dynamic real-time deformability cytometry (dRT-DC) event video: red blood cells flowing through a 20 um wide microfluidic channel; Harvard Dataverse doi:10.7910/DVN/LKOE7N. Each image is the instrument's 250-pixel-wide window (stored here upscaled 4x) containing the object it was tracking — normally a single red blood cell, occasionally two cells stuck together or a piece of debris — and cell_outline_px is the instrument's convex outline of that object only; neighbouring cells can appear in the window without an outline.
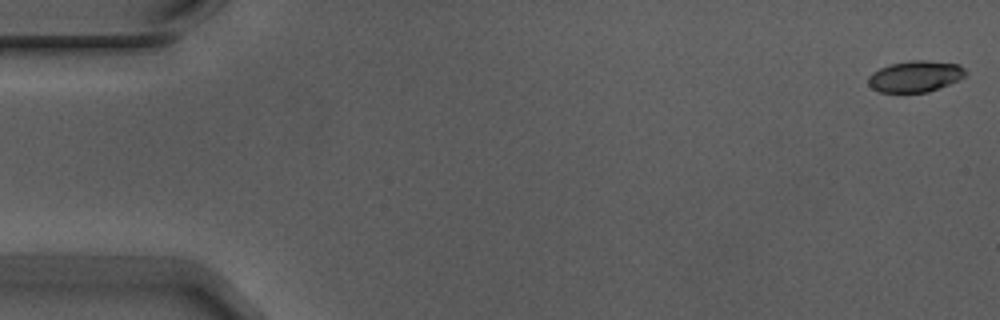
{"species": "Egyptian fruit bat (a non-hibernating species)", "species_latin": "Rousettus aegyptiacus", "temperature_condition": "warm", "stored_images_in_passage": 55, "camera_frame_rate_fps": 3000, "um_per_image_px": 0.085, "animal": {"sex": "male"}, "frame": {"image": 1, "passage_image": 1, "time_ms": 0.0, "image_size_px": [1000, 320], "cell_outline_px": [[968, 72], [964, 76], [948, 84], [928, 92], [880, 92], [872, 88], [868, 84], [868, 76], [872, 72], [880, 68], [892, 64], [912, 60], [924, 60], [960, 64]], "centroid_in_image_um": [77.79, 6.48], "position_along_channel_um": 7.2, "area_um2": 17.57}}
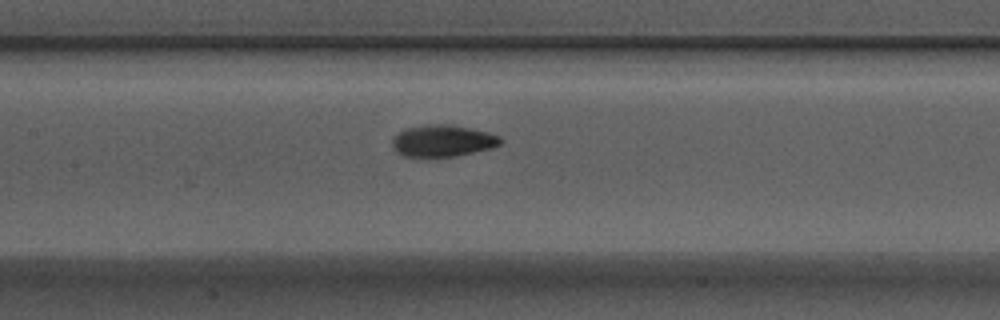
{"frame": {"image": 2, "passage_image": 26, "time_ms": 8.333, "image_size_px": [1000, 320], "cell_outline_px": [[504, 140], [500, 144], [492, 148], [456, 156], [428, 160], [404, 156], [396, 152], [392, 148], [392, 140], [400, 132], [408, 128], [424, 124], [444, 124], [468, 128], [488, 132], [500, 136]], "centroid_in_image_um": [37.6, 12.02], "position_along_channel_um": 169.8, "area_um2": 20.58}}
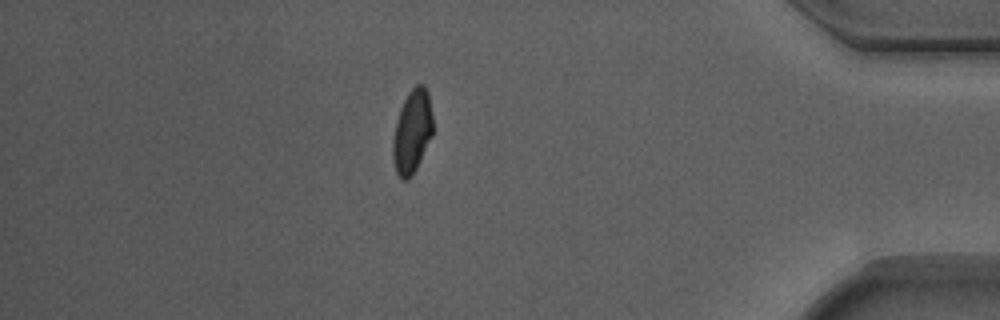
{"frame": {"image": 3, "passage_image": 48, "time_ms": 15.667, "image_size_px": [1000, 320], "cell_outline_px": [[432, 136], [416, 168], [408, 180], [400, 180], [396, 172], [392, 156], [392, 140], [400, 108], [408, 92], [416, 84], [424, 84], [428, 92], [432, 116]], "centroid_in_image_um": [35.02, 11.18], "position_along_channel_um": 400.2, "area_um2": 19.42}, "authors_computed_cell_mechanics": {"area_um2": 18.9584, "velocity_mm_per_s": 3.7205, "shape_relaxation_time_tau1_ms": 3.0127, "shape_relaxation_time_tau2_ms": 1.7503, "deformation_change_tau1": 0.1471, "deformation_change_tau2": 0.0614}}